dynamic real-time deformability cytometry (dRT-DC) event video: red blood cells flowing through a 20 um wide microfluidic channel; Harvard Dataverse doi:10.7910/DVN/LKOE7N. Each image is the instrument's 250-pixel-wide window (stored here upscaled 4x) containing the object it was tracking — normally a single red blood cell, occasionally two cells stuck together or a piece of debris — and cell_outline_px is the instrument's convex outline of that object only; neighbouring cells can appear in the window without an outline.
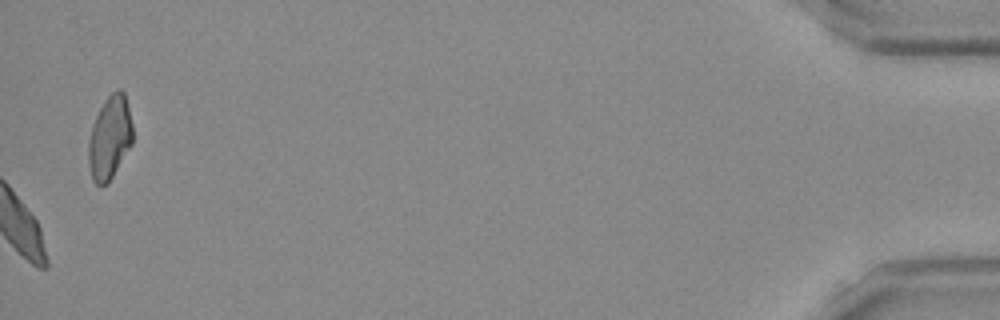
{"species": "Egyptian fruit bat (a non-hibernating species)", "species_latin": "Rousettus aegyptiacus", "temperature_condition": "room temperature", "stored_images_in_passage": 43, "camera_frame_rate_fps": 3000, "um_per_image_px": 0.085, "frame": {"image": 1, "passage_image": 43, "time_ms": 14.0, "image_size_px": [1000, 320], "cell_outline_px": [[132, 144], [108, 184], [96, 184], [92, 180], [88, 164], [88, 140], [92, 124], [104, 100], [112, 92], [120, 88], [124, 92], [132, 124]], "centroid_in_image_um": [9.31, 11.71], "position_along_channel_um": 425.9, "area_um2": 21.5}, "authors_computed_cell_mechanics": {"area_um2": 21.2704, "velocity_mm_per_s": 3.9299, "shape_relaxation_time_tau1_ms": null, "shape_relaxation_time_tau2_ms": 2.5869, "deformation_change_tau1": null, "deformation_change_tau2": 0.0785}}